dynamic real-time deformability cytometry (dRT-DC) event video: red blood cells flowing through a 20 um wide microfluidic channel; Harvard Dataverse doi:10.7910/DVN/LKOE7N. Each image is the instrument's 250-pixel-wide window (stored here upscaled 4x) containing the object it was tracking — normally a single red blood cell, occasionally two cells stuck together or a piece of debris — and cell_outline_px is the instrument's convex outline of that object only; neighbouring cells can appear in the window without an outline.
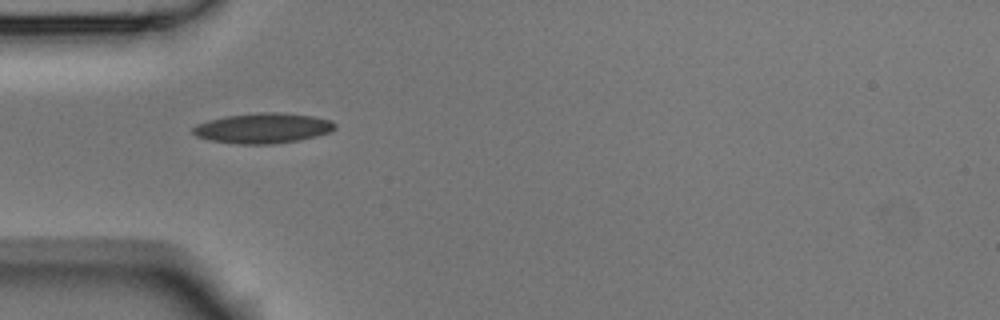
{"species": "Egyptian fruit bat (a non-hibernating species)", "species_latin": "Rousettus aegyptiacus", "temperature_condition": "room temperature", "stored_images_in_passage": 2, "camera_frame_rate_fps": 3000, "um_per_image_px": 0.085, "animal": {"sex": "male"}, "frame": {"image": 1, "passage_image": 1, "time_ms": 0.0, "image_size_px": [1000, 320], "cell_outline_px": [[336, 128], [332, 132], [300, 140], [272, 144], [240, 144], [212, 140], [196, 136], [192, 132], [192, 128], [196, 124], [208, 120], [228, 116], [260, 112], [280, 112], [312, 116], [332, 120], [336, 124]], "centroid_in_image_um": [22.39, 10.89], "position_along_channel_um": 62.6, "area_um2": 25.03}}
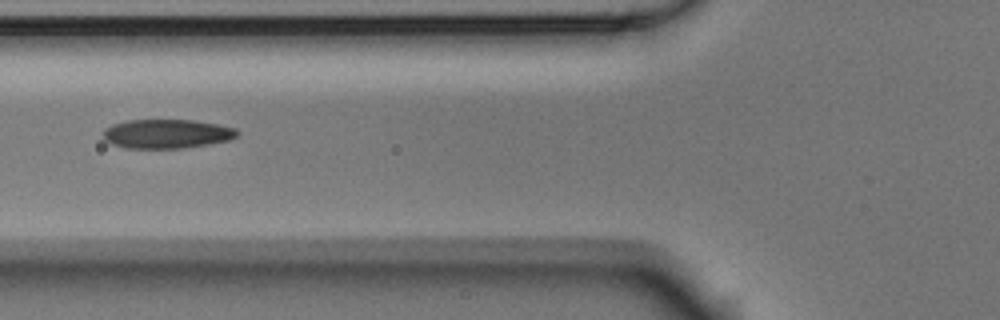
{"frame": {"image": 2, "passage_image": 2, "time_ms": 0.333, "image_size_px": [1000, 320], "cell_outline_px": [[240, 132], [232, 140], [184, 148], [128, 148], [112, 144], [104, 140], [104, 128], [112, 124], [128, 120], [196, 120], [236, 128]], "centroid_in_image_um": [14.2, 11.37], "position_along_channel_um": 111.6, "area_um2": 22.83}}